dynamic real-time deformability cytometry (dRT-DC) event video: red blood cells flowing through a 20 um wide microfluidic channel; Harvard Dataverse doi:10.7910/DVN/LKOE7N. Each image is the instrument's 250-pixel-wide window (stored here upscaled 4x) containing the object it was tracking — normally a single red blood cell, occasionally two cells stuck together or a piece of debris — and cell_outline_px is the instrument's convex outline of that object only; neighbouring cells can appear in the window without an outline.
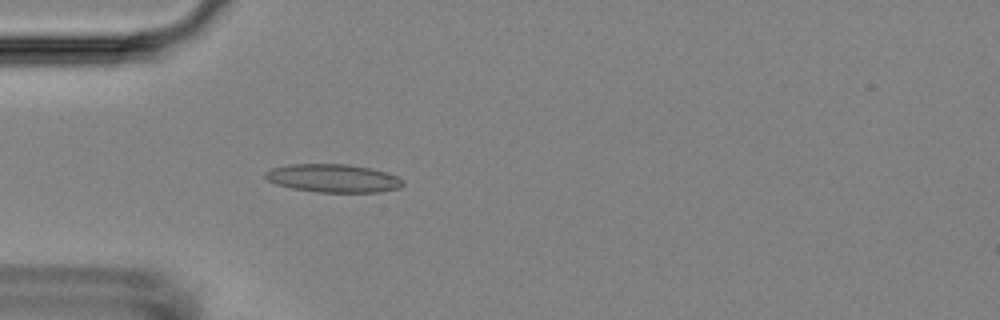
{"species": "Egyptian fruit bat (a non-hibernating species)", "species_latin": "Rousettus aegyptiacus", "temperature_condition": "room temperature", "stored_images_in_passage": 54, "camera_frame_rate_fps": 3000, "um_per_image_px": 0.085, "animal": {"sex": "female"}, "frame": {"image": 1, "passage_image": 15, "time_ms": 4.667, "image_size_px": [1000, 320], "cell_outline_px": [[404, 184], [400, 188], [380, 192], [316, 192], [292, 188], [276, 184], [268, 180], [264, 176], [264, 172], [272, 168], [292, 164], [348, 164], [388, 172], [404, 180]], "centroid_in_image_um": [28.34, 15.15], "position_along_channel_um": 56.7, "area_um2": 22.66}}
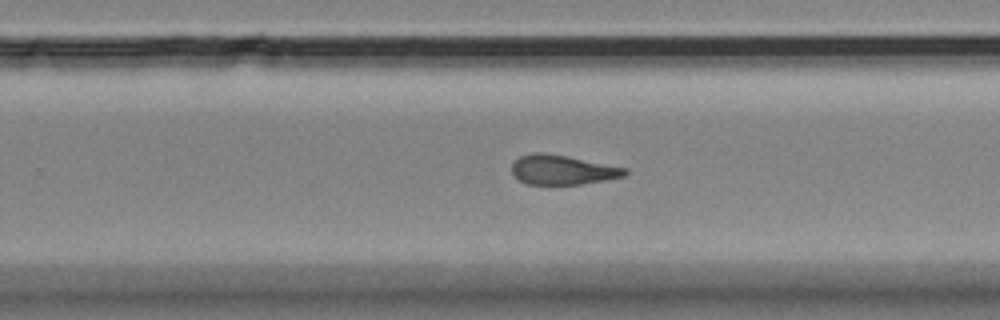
{"frame": {"image": 2, "passage_image": 34, "time_ms": 11.0, "image_size_px": [1000, 320], "cell_outline_px": [[628, 172], [624, 176], [604, 180], [580, 184], [528, 184], [520, 180], [512, 172], [512, 164], [520, 156], [532, 152], [544, 152], [568, 156], [628, 168]], "centroid_in_image_um": [47.82, 14.42], "position_along_channel_um": 282.0, "area_um2": 19.42}}
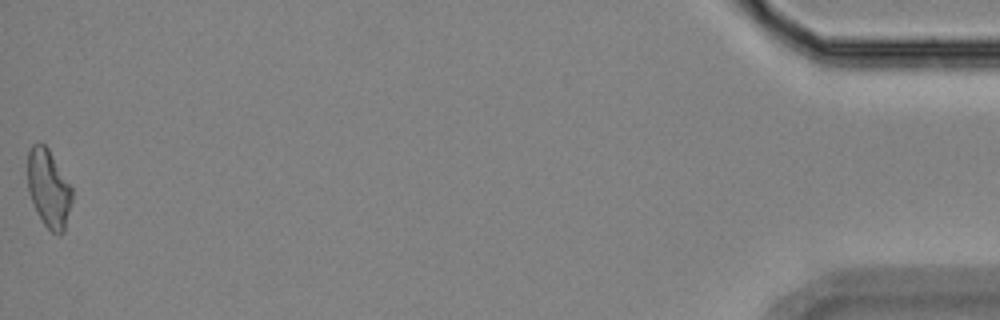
{"frame": {"image": 3, "passage_image": 54, "time_ms": 17.667, "image_size_px": [1000, 320], "cell_outline_px": [[72, 200], [64, 232], [60, 236], [52, 232], [44, 224], [36, 212], [28, 192], [28, 152], [32, 144], [36, 140], [44, 144], [48, 148], [72, 188]], "centroid_in_image_um": [4.12, 16.02], "position_along_channel_um": 431.1, "area_um2": 20.29}, "authors_computed_cell_mechanics": {"area_um2": 20.4323, "velocity_mm_per_s": 3.626, "shape_relaxation_time_tau1_ms": null, "shape_relaxation_time_tau2_ms": 3.0616, "deformation_change_tau1": null, "deformation_change_tau2": 0.1198}}